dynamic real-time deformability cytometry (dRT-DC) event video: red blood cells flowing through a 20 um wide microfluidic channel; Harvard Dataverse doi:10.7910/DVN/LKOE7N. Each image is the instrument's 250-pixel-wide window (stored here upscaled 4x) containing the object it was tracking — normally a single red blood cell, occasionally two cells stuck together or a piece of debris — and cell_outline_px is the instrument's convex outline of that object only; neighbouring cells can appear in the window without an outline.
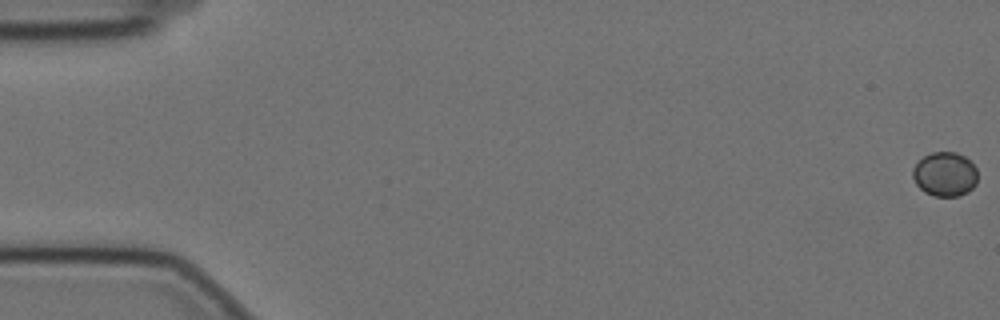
{"species": "Egyptian fruit bat (a non-hibernating species)", "species_latin": "Rousettus aegyptiacus", "temperature_condition": "cold", "stored_images_in_passage": 59, "camera_frame_rate_fps": 3000, "um_per_image_px": 0.085, "animal": {"sex": "female"}, "frame": {"image": 1, "passage_image": 1, "time_ms": 0.0, "image_size_px": [1000, 320], "cell_outline_px": [[976, 184], [968, 192], [960, 196], [932, 196], [924, 192], [916, 184], [912, 176], [912, 168], [924, 156], [932, 152], [956, 152], [964, 156], [976, 168]], "centroid_in_image_um": [80.3, 14.82], "position_along_channel_um": 4.7, "area_um2": 16.76}}
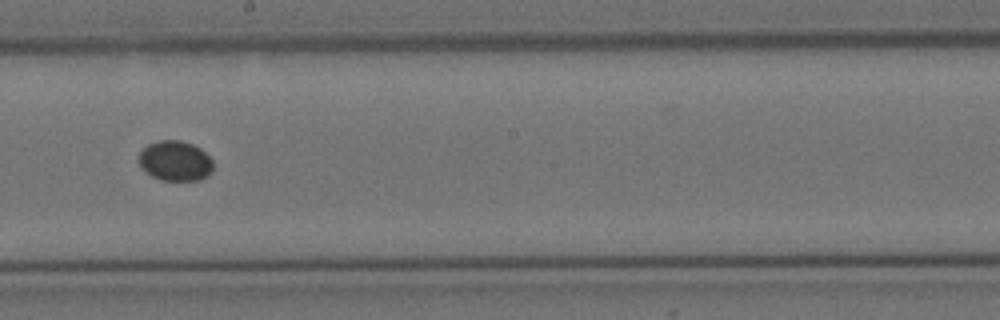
{"frame": {"image": 2, "passage_image": 34, "time_ms": 11.0, "image_size_px": [1000, 320], "cell_outline_px": [[212, 172], [208, 176], [200, 180], [160, 180], [144, 172], [140, 168], [140, 152], [148, 144], [160, 140], [180, 140], [192, 144], [200, 148], [212, 160]], "centroid_in_image_um": [14.89, 13.69], "position_along_channel_um": 233.3, "area_um2": 17.4}}
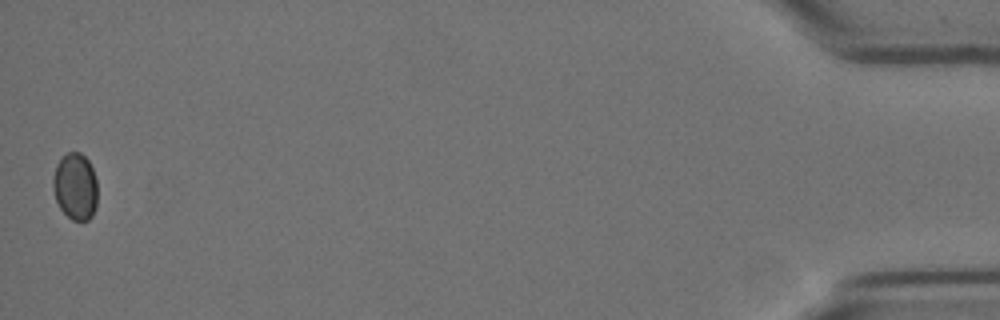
{"frame": {"image": 3, "passage_image": 59, "time_ms": 19.333, "image_size_px": [1000, 320], "cell_outline_px": [[96, 208], [92, 216], [88, 220], [72, 220], [60, 208], [56, 200], [52, 188], [52, 176], [56, 164], [68, 152], [80, 152], [88, 160], [92, 168], [96, 180]], "centroid_in_image_um": [6.38, 15.85], "position_along_channel_um": 428.8, "area_um2": 17.34}}